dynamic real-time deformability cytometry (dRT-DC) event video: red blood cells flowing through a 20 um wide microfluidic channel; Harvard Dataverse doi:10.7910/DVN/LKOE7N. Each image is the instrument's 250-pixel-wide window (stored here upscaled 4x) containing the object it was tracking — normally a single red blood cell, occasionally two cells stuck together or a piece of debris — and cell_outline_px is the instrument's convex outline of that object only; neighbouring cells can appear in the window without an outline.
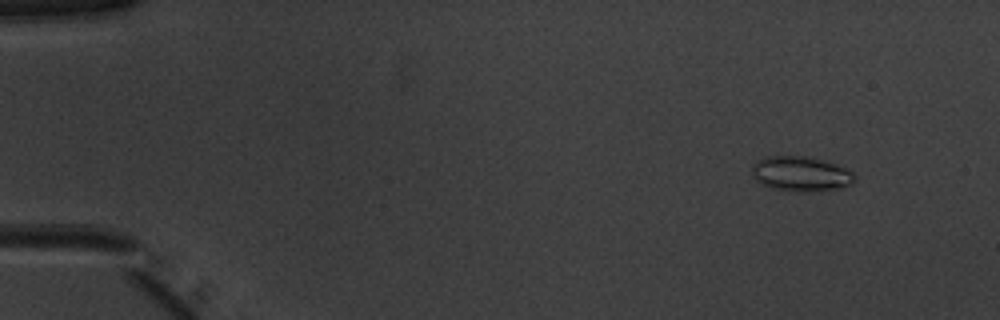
{"species": "common noctule bat (a hibernating species)", "species_latin": "Nyctalus noctula", "temperature_condition": "warm", "stored_images_in_passage": 47, "camera_frame_rate_fps": 3000, "um_per_image_px": 0.085, "animal": {"sex": "male", "body_mass_g": 20.1, "forearm_length_mm": 53.5}, "frame": {"image": 1, "passage_image": 1, "time_ms": 0.0, "image_size_px": [1000, 320], "cell_outline_px": [[856, 180], [852, 184], [840, 188], [812, 192], [792, 192], [776, 188], [764, 184], [756, 180], [752, 176], [752, 168], [756, 160], [764, 156], [808, 156], [836, 164], [852, 172], [856, 176]], "centroid_in_image_um": [68.09, 14.78], "position_along_channel_um": 16.9, "area_um2": 21.04}}
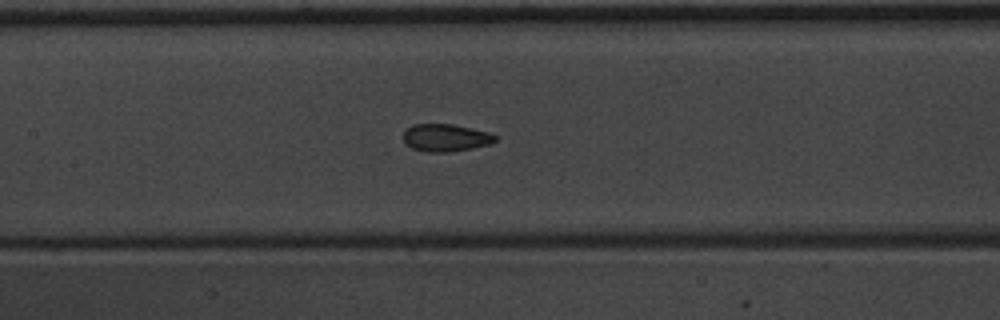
{"frame": {"image": 2, "passage_image": 21, "time_ms": 6.667, "image_size_px": [1000, 320], "cell_outline_px": [[496, 140], [488, 144], [472, 148], [448, 152], [428, 152], [412, 148], [404, 144], [404, 132], [412, 124], [452, 124], [488, 132], [496, 136]], "centroid_in_image_um": [37.84, 11.71], "position_along_channel_um": 169.6, "area_um2": 14.57}}
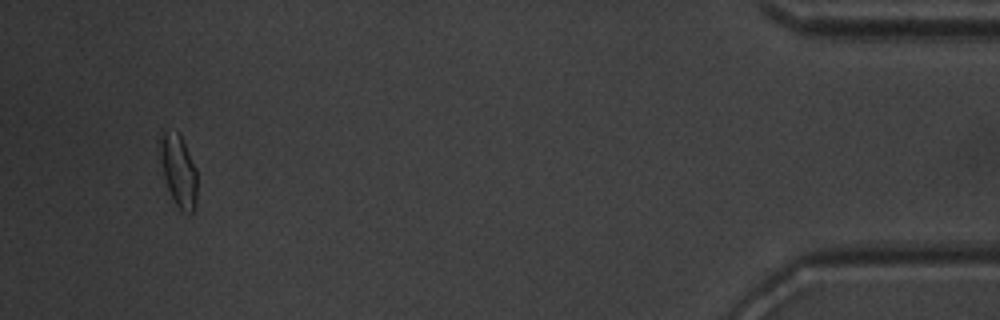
{"frame": {"image": 3, "passage_image": 45, "time_ms": 14.667, "image_size_px": [1000, 320], "cell_outline_px": [[196, 204], [192, 212], [180, 212], [168, 188], [164, 176], [156, 144], [156, 140], [160, 128], [176, 132], [180, 136], [196, 168]], "centroid_in_image_um": [15.1, 14.41], "position_along_channel_um": 420.1, "area_um2": 15.9}, "authors_computed_cell_mechanics": {"area_um2": 14.9702, "velocity_mm_per_s": 3.9947, "shape_relaxation_time_tau1_ms": 6.2252, "shape_relaxation_time_tau2_ms": 1.1645, "deformation_change_tau1": 0.1426, "deformation_change_tau2": 0.0729}}